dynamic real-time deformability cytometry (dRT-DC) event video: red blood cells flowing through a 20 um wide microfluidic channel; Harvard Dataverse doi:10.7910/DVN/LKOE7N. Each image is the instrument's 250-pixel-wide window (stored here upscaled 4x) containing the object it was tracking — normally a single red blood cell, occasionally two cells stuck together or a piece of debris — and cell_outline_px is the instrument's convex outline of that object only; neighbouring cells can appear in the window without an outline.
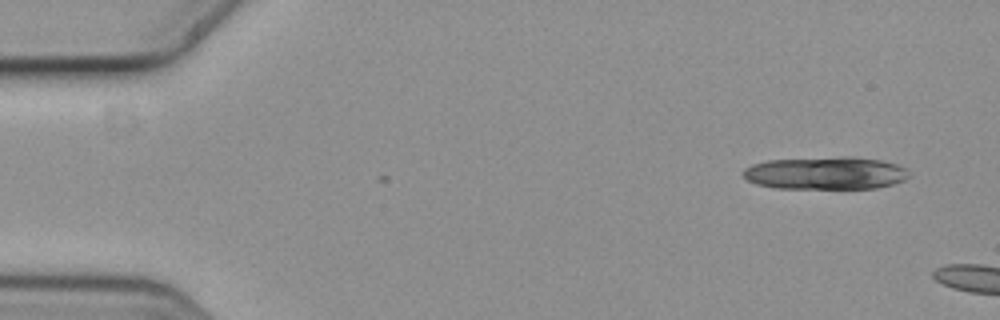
{"species": "common noctule bat (a hibernating species)", "species_latin": "Nyctalus noctula", "temperature_condition": "cold", "stored_images_in_passage": 2, "camera_frame_rate_fps": 3000, "um_per_image_px": 0.085, "animal": {"sex": "female", "body_mass_g": 19.3, "forearm_length_mm": 54.1}, "frame": {"image": 1, "passage_image": 1, "time_ms": 0.0, "image_size_px": [1000, 320], "cell_outline_px": [[908, 176], [904, 180], [892, 184], [876, 188], [780, 188], [756, 184], [748, 180], [744, 176], [744, 168], [752, 164], [768, 160], [840, 156], [856, 156], [880, 160], [896, 164], [904, 168], [908, 172]], "centroid_in_image_um": [70.18, 14.7], "position_along_channel_um": 14.8, "area_um2": 31.56}}